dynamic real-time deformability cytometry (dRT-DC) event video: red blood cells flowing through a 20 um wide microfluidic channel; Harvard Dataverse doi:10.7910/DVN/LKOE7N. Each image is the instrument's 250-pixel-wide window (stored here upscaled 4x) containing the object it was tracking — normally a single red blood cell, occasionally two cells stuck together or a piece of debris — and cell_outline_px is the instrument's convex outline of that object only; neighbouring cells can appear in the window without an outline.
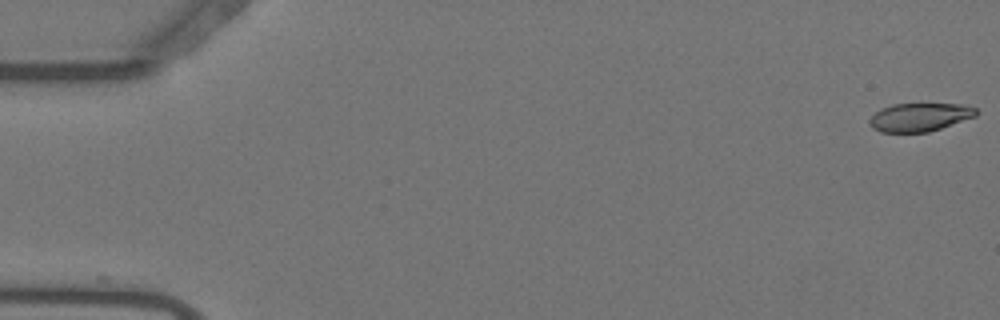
{"species": "Egyptian fruit bat (a non-hibernating species)", "species_latin": "Rousettus aegyptiacus", "temperature_condition": "warm", "stored_images_in_passage": 2, "camera_frame_rate_fps": 3000, "um_per_image_px": 0.085, "animal": {"sex": "female"}, "frame": {"image": 1, "passage_image": 1, "time_ms": 0.0, "image_size_px": [1000, 320], "cell_outline_px": [[980, 112], [976, 116], [928, 132], [880, 132], [872, 128], [868, 124], [868, 120], [880, 108], [892, 104], [968, 104], [976, 108]], "centroid_in_image_um": [78.17, 9.95], "position_along_channel_um": 6.8, "area_um2": 17.74}}